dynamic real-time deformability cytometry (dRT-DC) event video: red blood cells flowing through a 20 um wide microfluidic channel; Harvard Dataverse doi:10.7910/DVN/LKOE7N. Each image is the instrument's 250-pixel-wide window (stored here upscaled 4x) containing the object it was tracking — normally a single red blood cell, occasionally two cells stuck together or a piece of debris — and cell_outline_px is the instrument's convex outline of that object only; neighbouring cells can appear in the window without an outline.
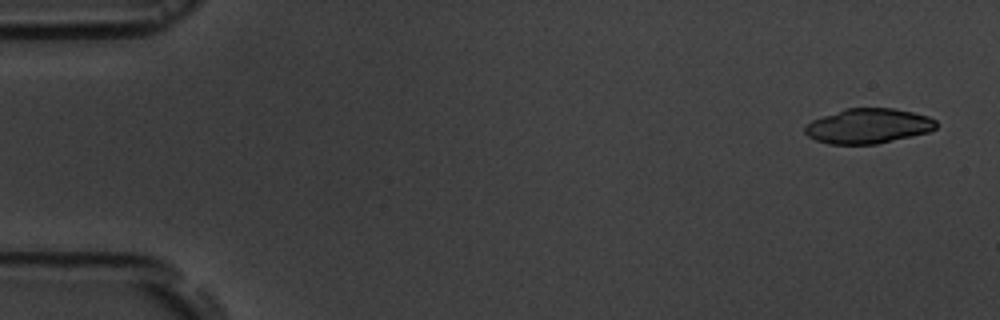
{"species": "common noctule bat (a hibernating species)", "species_latin": "Nyctalus noctula", "temperature_condition": "room temperature", "stored_images_in_passage": 6, "segment_of_instrument_passage": [2, 2], "camera_frame_rate_fps": 3000, "um_per_image_px": 0.085, "animal": {"sex": "male", "body_mass_g": 19.5, "forearm_length_mm": 54.6}, "frame": {"image": 1, "passage_image": 6, "time_ms": 6.667, "image_size_px": [1000, 320], "cell_outline_px": [[936, 128], [928, 132], [876, 144], [828, 144], [816, 140], [808, 136], [804, 132], [804, 128], [812, 120], [844, 108], [892, 108], [912, 112], [928, 116], [936, 120]], "centroid_in_image_um": [73.78, 10.71], "position_along_channel_um": 11.2, "area_um2": 26.59}}